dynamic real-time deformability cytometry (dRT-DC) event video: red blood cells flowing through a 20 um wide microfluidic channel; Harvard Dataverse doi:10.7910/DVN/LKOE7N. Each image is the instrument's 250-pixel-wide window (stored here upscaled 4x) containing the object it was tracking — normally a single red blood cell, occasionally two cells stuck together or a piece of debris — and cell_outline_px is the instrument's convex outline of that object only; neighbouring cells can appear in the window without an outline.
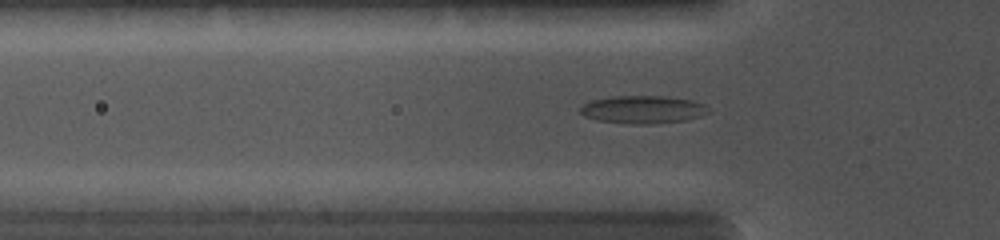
{"species": "common noctule bat (a hibernating species)", "species_latin": "Nyctalus noctula", "temperature_condition": "cold", "stored_images_in_passage": 6, "camera_frame_rate_fps": 5000, "um_per_image_px": 0.085, "animal": {"sex": "female", "body_mass_g": 19.0, "forearm_length_mm": 56.7}, "frame": {"image": 1, "passage_image": 2, "time_ms": 0.4, "image_size_px": [1000, 240], "cell_outline_px": [[712, 112], [688, 120], [652, 124], [628, 124], [596, 120], [584, 116], [580, 112], [580, 108], [584, 104], [592, 100], [612, 96], [664, 96], [692, 100], [704, 104]], "centroid_in_image_um": [54.67, 9.32], "position_along_channel_um": 71.1, "area_um2": 20.98}}